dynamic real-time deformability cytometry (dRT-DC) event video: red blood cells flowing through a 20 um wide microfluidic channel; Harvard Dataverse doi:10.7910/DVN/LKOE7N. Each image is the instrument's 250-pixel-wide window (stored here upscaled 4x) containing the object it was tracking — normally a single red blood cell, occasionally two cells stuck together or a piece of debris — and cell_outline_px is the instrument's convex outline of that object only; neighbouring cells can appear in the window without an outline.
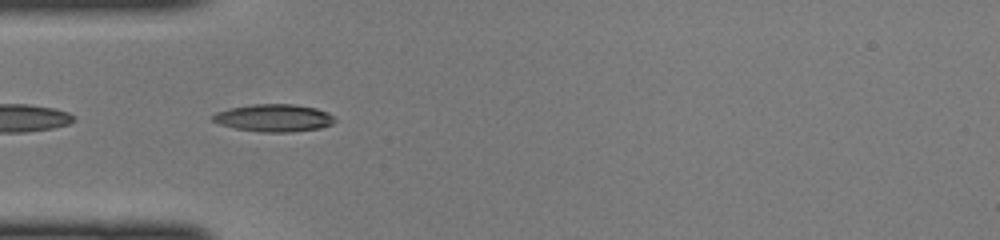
{"species": "common noctule bat (a hibernating species)", "species_latin": "Nyctalus noctula", "temperature_condition": "cold", "stored_images_in_passage": 34, "camera_frame_rate_fps": 3000, "um_per_image_px": 0.085, "animal": {"sex": "female", "body_mass_g": 22.0, "forearm_length_mm": 56.7}, "frame": {"image": 1, "passage_image": 4, "time_ms": 1.0, "image_size_px": [1000, 240], "cell_outline_px": [[336, 120], [332, 124], [320, 128], [292, 132], [260, 132], [236, 128], [220, 124], [212, 120], [212, 116], [216, 112], [228, 108], [252, 104], [292, 104], [316, 108], [328, 112]], "centroid_in_image_um": [23.28, 10.02], "position_along_channel_um": 61.7, "area_um2": 19.54}}
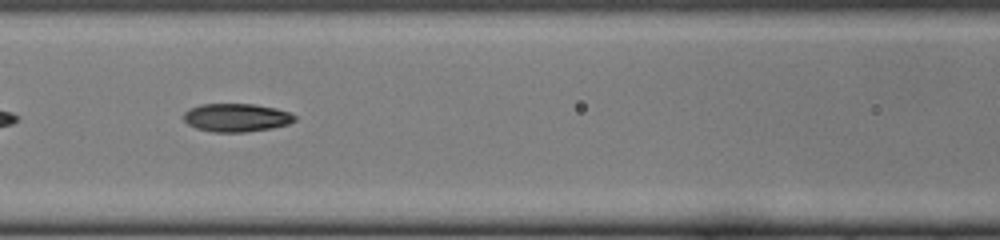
{"frame": {"image": 2, "passage_image": 10, "time_ms": 3.0, "image_size_px": [1000, 240], "cell_outline_px": [[296, 120], [288, 124], [272, 128], [244, 132], [212, 132], [196, 128], [188, 124], [184, 120], [184, 112], [188, 108], [200, 104], [252, 104], [276, 108], [288, 112], [296, 116]], "centroid_in_image_um": [20.07, 9.99], "position_along_channel_um": 146.5, "area_um2": 18.32}}
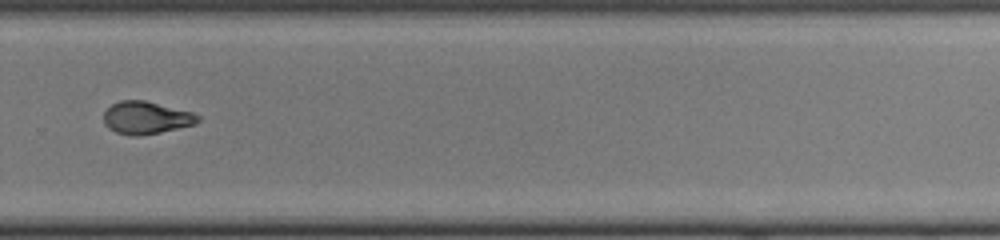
{"frame": {"image": 3, "passage_image": 22, "time_ms": 7.0, "image_size_px": [1000, 240], "cell_outline_px": [[200, 120], [196, 124], [160, 132], [140, 136], [132, 136], [116, 132], [108, 128], [104, 124], [104, 112], [112, 104], [120, 100], [144, 100], [192, 112], [200, 116]], "centroid_in_image_um": [12.42, 10.01], "position_along_channel_um": 317.4, "area_um2": 17.86}}